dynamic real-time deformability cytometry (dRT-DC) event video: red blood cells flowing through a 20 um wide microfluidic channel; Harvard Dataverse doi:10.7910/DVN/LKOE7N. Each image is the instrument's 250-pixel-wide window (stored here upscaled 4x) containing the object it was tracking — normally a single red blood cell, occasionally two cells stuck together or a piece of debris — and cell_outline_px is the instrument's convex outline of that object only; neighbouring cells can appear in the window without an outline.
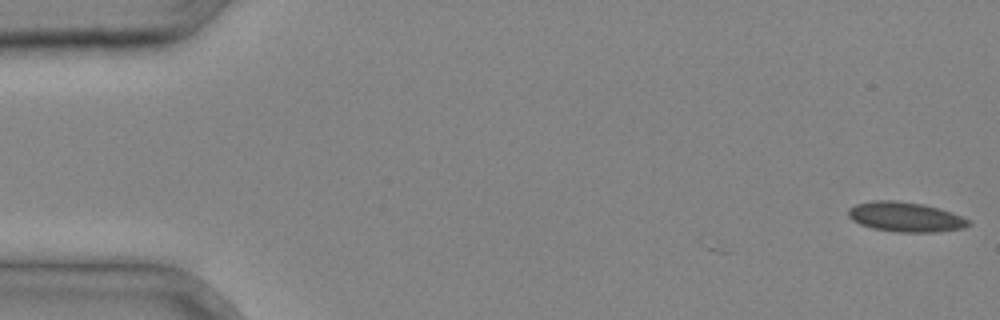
{"species": "common noctule bat (a hibernating species)", "species_latin": "Nyctalus noctula", "temperature_condition": "cold", "stored_images_in_passage": 7, "camera_frame_rate_fps": 3000, "um_per_image_px": 0.085, "animal": {"sex": "male", "body_mass_g": 20.4}, "frame": {"image": 1, "passage_image": 1, "time_ms": 0.0, "image_size_px": [1000, 320], "cell_outline_px": [[972, 224], [964, 228], [936, 232], [896, 232], [872, 228], [860, 224], [852, 220], [848, 216], [848, 208], [856, 204], [872, 200], [896, 200], [924, 204], [940, 208], [952, 212], [968, 220]], "centroid_in_image_um": [76.95, 18.43], "position_along_channel_um": 8.0, "area_um2": 21.04}}